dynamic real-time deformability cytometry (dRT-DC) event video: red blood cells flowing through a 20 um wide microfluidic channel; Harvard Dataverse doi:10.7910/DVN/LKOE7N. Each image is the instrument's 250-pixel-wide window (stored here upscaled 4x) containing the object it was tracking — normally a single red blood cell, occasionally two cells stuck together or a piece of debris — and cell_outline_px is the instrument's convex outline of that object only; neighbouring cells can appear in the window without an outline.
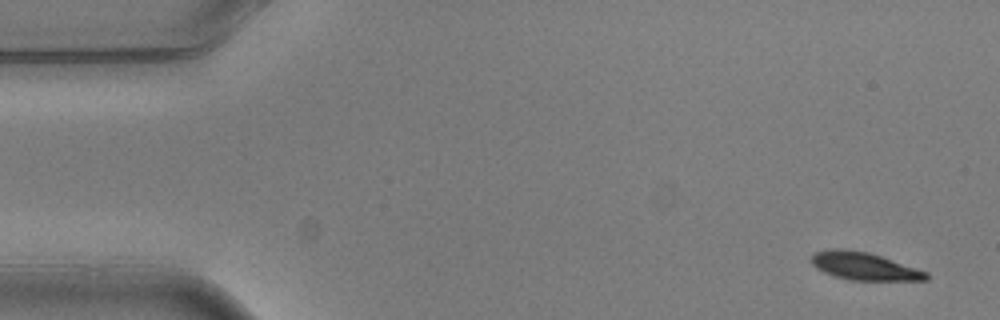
{"species": "common noctule bat (a hibernating species)", "species_latin": "Nyctalus noctula", "temperature_condition": "warm", "stored_images_in_passage": 6, "camera_frame_rate_fps": 3000, "um_per_image_px": 0.085, "animal": {"sex": "male", "body_mass_g": 20.5, "forearm_length_mm": 52.5}, "frame": {"image": 1, "passage_image": 1, "time_ms": 0.0, "image_size_px": [1000, 320], "cell_outline_px": [[928, 280], [852, 280], [836, 276], [824, 272], [816, 268], [812, 264], [812, 256], [816, 252], [832, 248], [844, 248], [868, 252], [928, 272]], "centroid_in_image_um": [73.44, 22.62], "position_along_channel_um": 11.6, "area_um2": 18.26}}
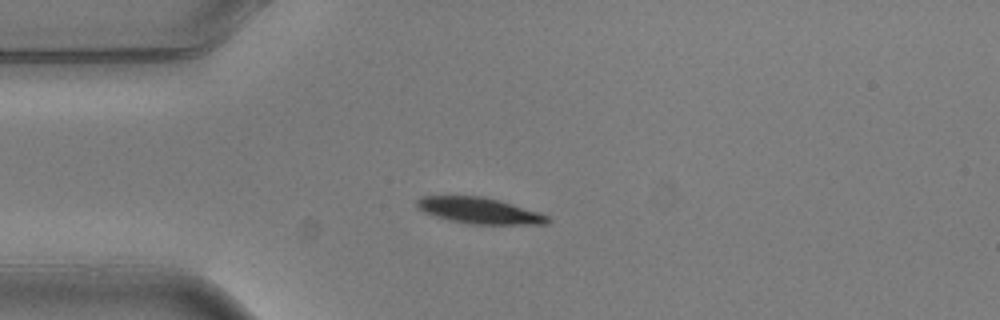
{"frame": {"image": 2, "passage_image": 4, "time_ms": 1.0, "image_size_px": [1000, 320], "cell_outline_px": [[552, 220], [548, 224], [472, 224], [448, 220], [424, 212], [416, 208], [416, 200], [420, 196], [484, 196], [500, 200], [540, 212], [552, 216]], "centroid_in_image_um": [40.79, 17.9], "position_along_channel_um": 44.2, "area_um2": 20.17}}
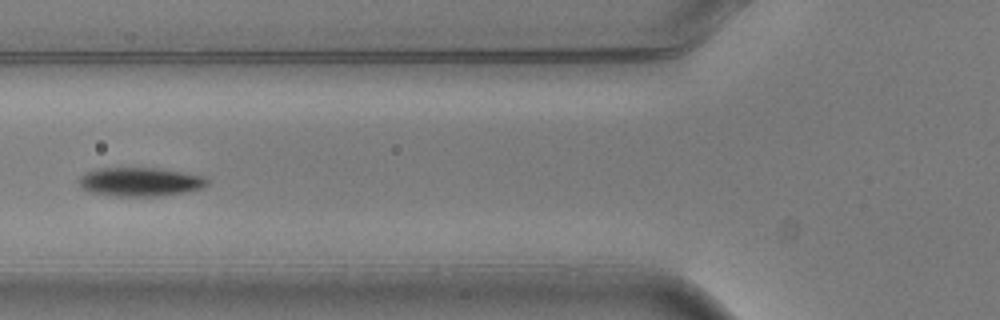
{"frame": {"image": 3, "passage_image": 6, "time_ms": 1.667, "image_size_px": [1000, 320], "cell_outline_px": [[208, 184], [204, 188], [184, 192], [156, 196], [112, 196], [88, 192], [80, 184], [80, 176], [96, 168], [160, 168], [204, 176], [208, 180]], "centroid_in_image_um": [11.93, 15.46], "position_along_channel_um": 113.9, "area_um2": 21.5}}